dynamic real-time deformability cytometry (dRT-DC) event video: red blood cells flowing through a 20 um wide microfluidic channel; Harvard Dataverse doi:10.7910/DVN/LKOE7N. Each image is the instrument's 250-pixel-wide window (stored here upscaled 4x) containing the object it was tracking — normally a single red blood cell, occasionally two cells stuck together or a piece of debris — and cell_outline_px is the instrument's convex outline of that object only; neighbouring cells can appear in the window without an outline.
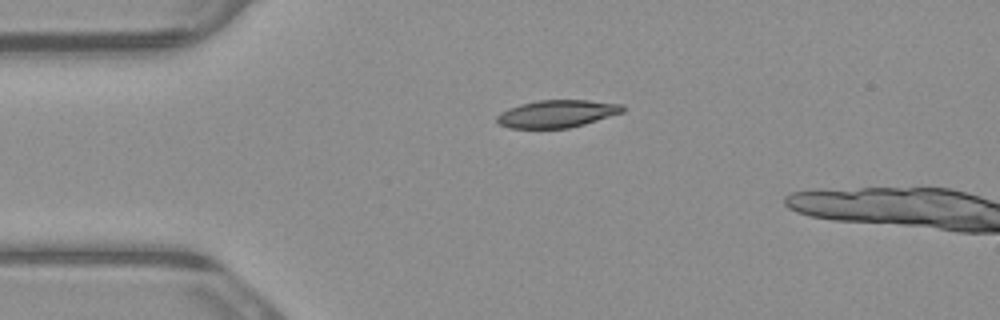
{"species": "common noctule bat (a hibernating species)", "species_latin": "Nyctalus noctula", "temperature_condition": "warm", "stored_images_in_passage": 4, "segment_of_instrument_passage": [1, 2], "camera_frame_rate_fps": 3000, "um_per_image_px": 0.085, "animal": {"sex": "male", "body_mass_g": 23.1, "forearm_length_mm": 52.7}, "frame": {"image": 1, "passage_image": 1, "time_ms": 0.0, "image_size_px": [1000, 320], "cell_outline_px": [[624, 112], [584, 124], [568, 128], [508, 128], [500, 124], [496, 120], [496, 116], [500, 112], [508, 108], [520, 104], [540, 100], [588, 100], [624, 104]], "centroid_in_image_um": [47.34, 9.66], "position_along_channel_um": 37.7, "area_um2": 20.17}}
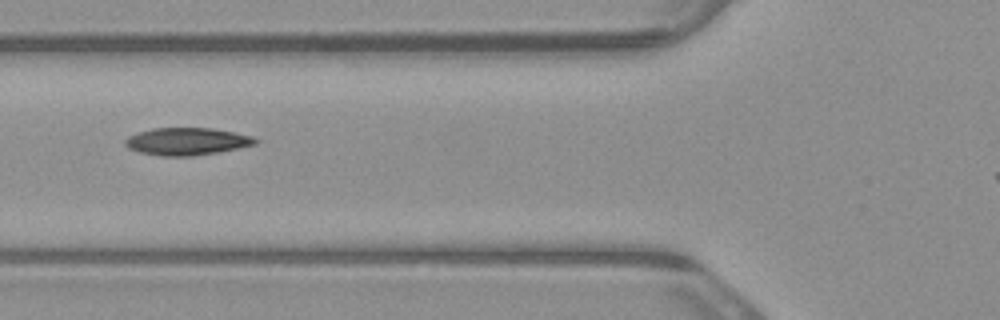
{"frame": {"image": 2, "passage_image": 3, "time_ms": 0.667, "image_size_px": [1000, 320], "cell_outline_px": [[260, 140], [256, 144], [216, 152], [192, 156], [160, 156], [140, 152], [128, 148], [124, 144], [124, 140], [128, 136], [152, 128], [212, 128], [252, 136]], "centroid_in_image_um": [15.86, 12.02], "position_along_channel_um": 109.9, "area_um2": 20.63}}